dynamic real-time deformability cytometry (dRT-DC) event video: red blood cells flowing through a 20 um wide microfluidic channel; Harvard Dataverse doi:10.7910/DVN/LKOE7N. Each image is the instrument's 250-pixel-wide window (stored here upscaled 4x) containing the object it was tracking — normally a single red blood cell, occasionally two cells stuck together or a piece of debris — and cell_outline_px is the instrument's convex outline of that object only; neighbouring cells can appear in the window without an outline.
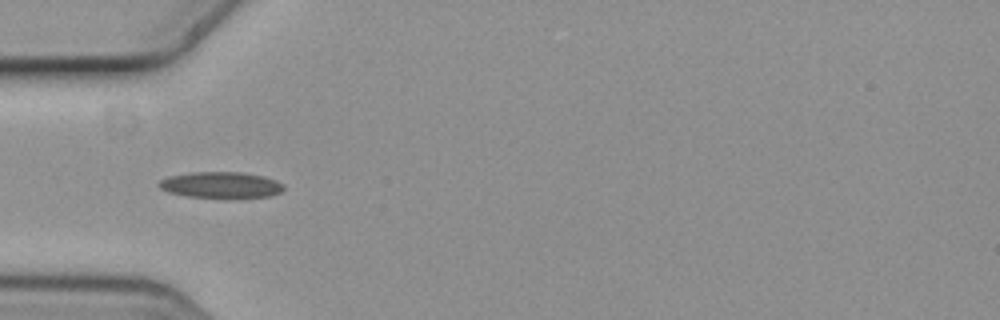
{"species": "common noctule bat (a hibernating species)", "species_latin": "Nyctalus noctula", "temperature_condition": "cold", "stored_images_in_passage": 7, "camera_frame_rate_fps": 3000, "um_per_image_px": 0.085, "animal": {"sex": "female", "body_mass_g": 19.3, "forearm_length_mm": 54.1}, "frame": {"image": 1, "passage_image": 5, "time_ms": 1.333, "image_size_px": [1000, 320], "cell_outline_px": [[284, 188], [280, 192], [272, 196], [240, 200], [228, 200], [188, 196], [168, 192], [160, 188], [156, 184], [160, 180], [168, 176], [192, 172], [244, 172], [264, 176], [276, 180], [284, 184]], "centroid_in_image_um": [18.83, 15.76], "position_along_channel_um": 66.2, "area_um2": 20.0}}
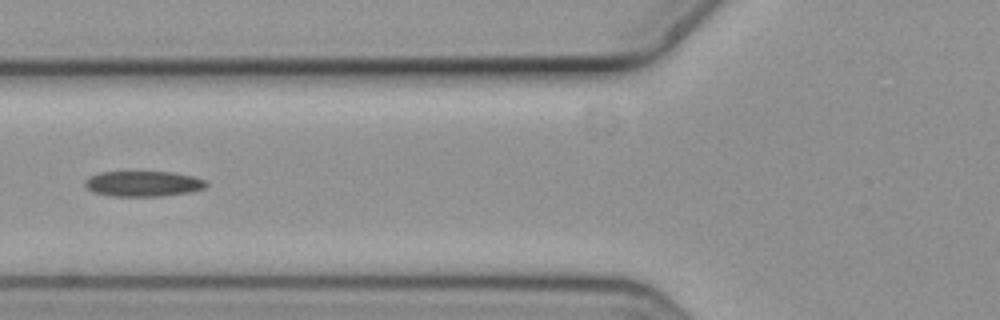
{"frame": {"image": 2, "passage_image": 6, "time_ms": 1.667, "image_size_px": [1000, 320], "cell_outline_px": [[208, 184], [204, 188], [192, 192], [160, 196], [108, 196], [92, 192], [84, 184], [84, 180], [88, 176], [100, 172], [172, 172], [192, 176], [204, 180]], "centroid_in_image_um": [12.13, 15.62], "position_along_channel_um": 113.7, "area_um2": 18.09}}
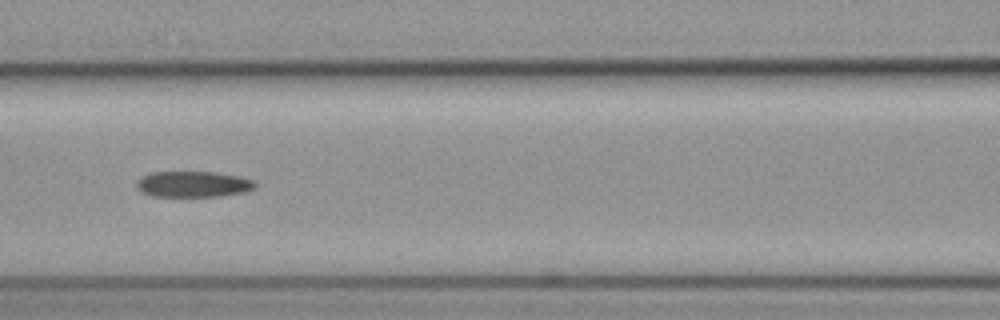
{"frame": {"image": 3, "passage_image": 7, "time_ms": 2.0, "image_size_px": [1000, 320], "cell_outline_px": [[256, 188], [244, 192], [220, 196], [152, 196], [140, 192], [136, 188], [136, 180], [152, 172], [212, 172], [240, 176], [252, 180], [256, 184]], "centroid_in_image_um": [16.4, 15.66], "position_along_channel_um": 150.2, "area_um2": 17.92}}